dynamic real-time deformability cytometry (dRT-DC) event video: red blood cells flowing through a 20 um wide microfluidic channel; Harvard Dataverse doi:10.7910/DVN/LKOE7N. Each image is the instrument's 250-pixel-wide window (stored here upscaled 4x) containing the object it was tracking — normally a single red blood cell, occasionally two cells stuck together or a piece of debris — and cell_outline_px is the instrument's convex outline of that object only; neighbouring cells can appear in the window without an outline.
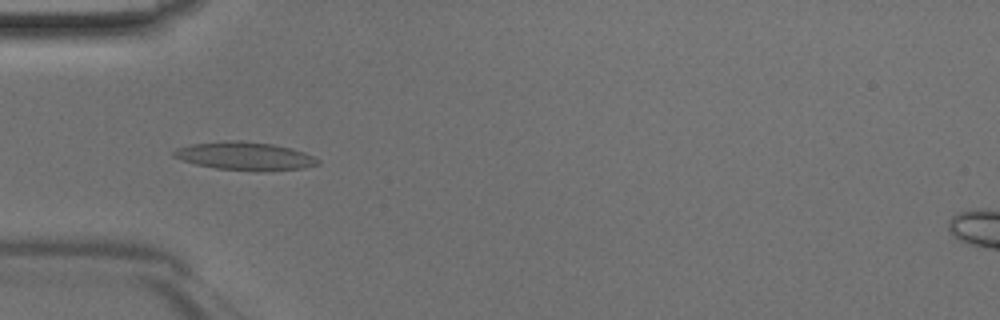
{"species": "Egyptian fruit bat (a non-hibernating species)", "species_latin": "Rousettus aegyptiacus", "temperature_condition": "room temperature", "stored_images_in_passage": 33, "camera_frame_rate_fps": 3000, "um_per_image_px": 0.085, "animal": {"sex": "male"}, "frame": {"image": 1, "passage_image": 2, "time_ms": 0.333, "image_size_px": [1000, 320], "cell_outline_px": [[320, 164], [304, 168], [256, 172], [216, 168], [196, 164], [172, 156], [172, 152], [176, 148], [192, 144], [224, 140], [240, 140], [272, 144], [292, 148], [304, 152], [320, 160]], "centroid_in_image_um": [20.83, 13.27], "position_along_channel_um": 64.2, "area_um2": 23.81}}
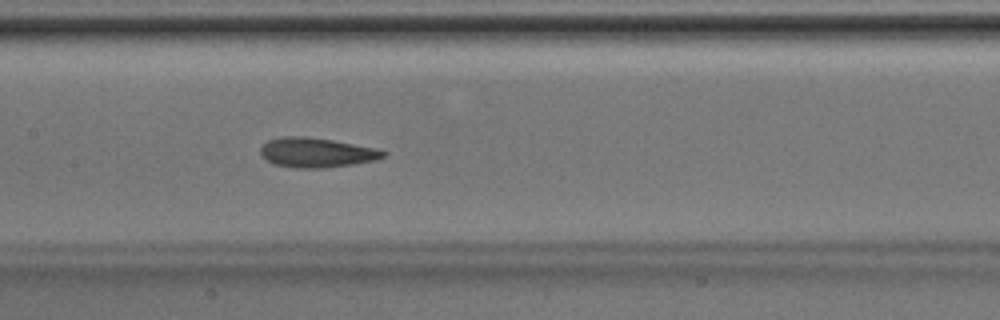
{"frame": {"image": 2, "passage_image": 10, "time_ms": 3.0, "image_size_px": [1000, 320], "cell_outline_px": [[388, 152], [384, 156], [376, 160], [352, 164], [320, 168], [300, 168], [272, 164], [260, 156], [260, 148], [268, 140], [284, 136], [304, 136], [332, 140], [380, 148]], "centroid_in_image_um": [26.91, 12.96], "position_along_channel_um": 180.5, "area_um2": 21.33}}
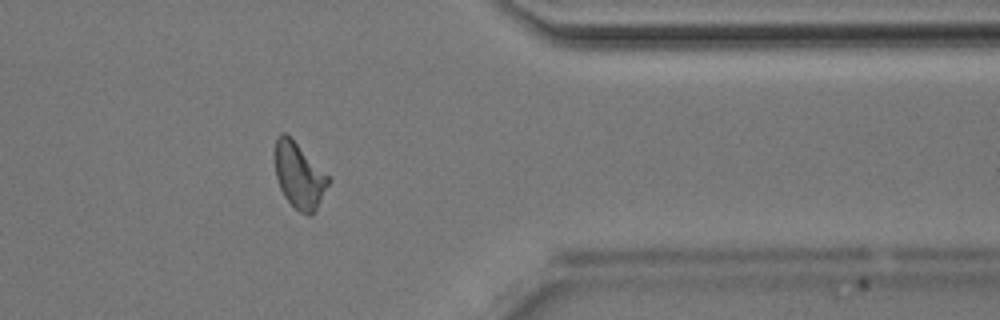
{"frame": {"image": 3, "passage_image": 25, "time_ms": 8.0, "image_size_px": [1000, 320], "cell_outline_px": [[328, 184], [312, 216], [308, 216], [300, 212], [284, 196], [280, 188], [276, 176], [272, 156], [272, 152], [276, 136], [280, 132], [284, 132], [328, 176]], "centroid_in_image_um": [25.33, 14.9], "position_along_channel_um": 386.1, "area_um2": 20.11}}